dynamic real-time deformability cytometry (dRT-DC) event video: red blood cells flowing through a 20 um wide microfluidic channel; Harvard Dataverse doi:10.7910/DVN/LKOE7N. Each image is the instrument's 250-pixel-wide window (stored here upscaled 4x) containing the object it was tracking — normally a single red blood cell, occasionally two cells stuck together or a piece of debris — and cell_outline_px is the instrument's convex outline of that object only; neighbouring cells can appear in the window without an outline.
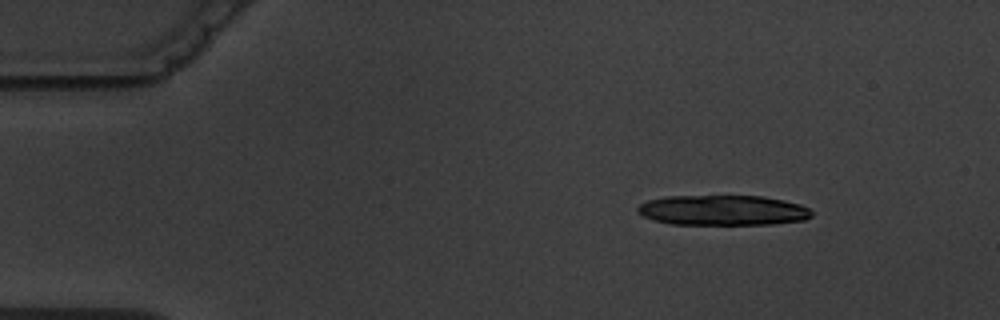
{"species": "common noctule bat (a hibernating species)", "species_latin": "Nyctalus noctula", "temperature_condition": "warm", "stored_images_in_passage": 5, "camera_frame_rate_fps": 3000, "um_per_image_px": 0.085, "animal": {"sex": "male", "body_mass_g": 19.5, "forearm_length_mm": 54.6}, "frame": {"image": 1, "passage_image": 1, "time_ms": 0.0, "image_size_px": [1000, 320], "cell_outline_px": [[812, 216], [804, 220], [772, 224], [672, 224], [652, 220], [636, 212], [636, 208], [640, 204], [648, 200], [668, 196], [764, 196], [784, 200], [800, 204], [808, 208], [812, 212]], "centroid_in_image_um": [61.43, 17.87], "position_along_channel_um": 23.6, "area_um2": 30.69}}
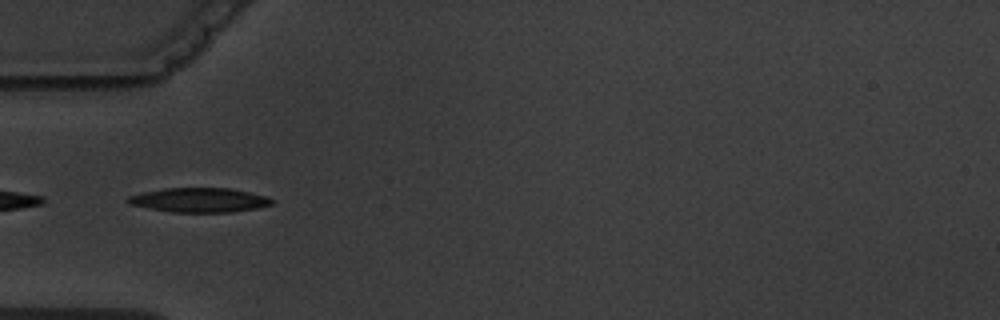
{"frame": {"image": 2, "passage_image": 4, "time_ms": 3.667, "image_size_px": [1000, 320], "cell_outline_px": [[272, 204], [260, 208], [232, 212], [172, 212], [128, 204], [124, 200], [128, 196], [144, 192], [164, 188], [232, 188], [268, 196], [272, 200]], "centroid_in_image_um": [16.96, 17.0], "position_along_channel_um": 68.0, "area_um2": 20.58}}